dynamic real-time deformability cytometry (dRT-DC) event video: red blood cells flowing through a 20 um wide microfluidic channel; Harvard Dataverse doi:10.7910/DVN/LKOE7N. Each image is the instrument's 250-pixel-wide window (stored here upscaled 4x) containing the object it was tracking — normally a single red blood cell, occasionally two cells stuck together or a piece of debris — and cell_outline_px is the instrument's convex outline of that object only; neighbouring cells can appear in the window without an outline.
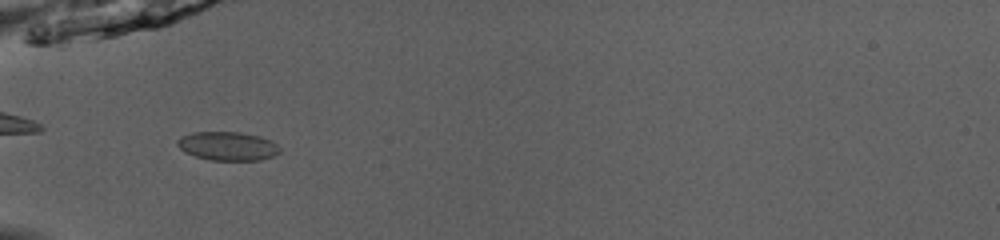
{"species": "common noctule bat (a hibernating species)", "species_latin": "Nyctalus noctula", "temperature_condition": "room temperature", "stored_images_in_passage": 12, "camera_frame_rate_fps": 3000, "um_per_image_px": 0.085, "animal": {"sex": "male", "body_mass_g": 13.0, "forearm_length_mm": 53.1}, "frame": {"image": 1, "passage_image": 1, "time_ms": 0.0, "image_size_px": [1000, 240], "cell_outline_px": [[280, 152], [272, 156], [260, 160], [208, 160], [184, 152], [176, 144], [176, 140], [192, 132], [240, 132], [260, 136], [272, 140], [280, 148]], "centroid_in_image_um": [19.36, 12.41], "position_along_channel_um": 65.6, "area_um2": 17.17}}
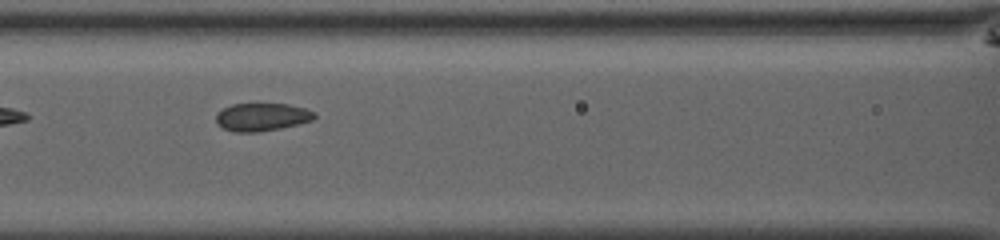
{"frame": {"image": 2, "passage_image": 7, "time_ms": 2.0, "image_size_px": [1000, 240], "cell_outline_px": [[316, 116], [312, 120], [280, 128], [256, 132], [236, 132], [224, 128], [216, 124], [216, 112], [232, 104], [288, 104], [304, 108], [316, 112]], "centroid_in_image_um": [22.24, 9.94], "position_along_channel_um": 144.4, "area_um2": 15.9}}
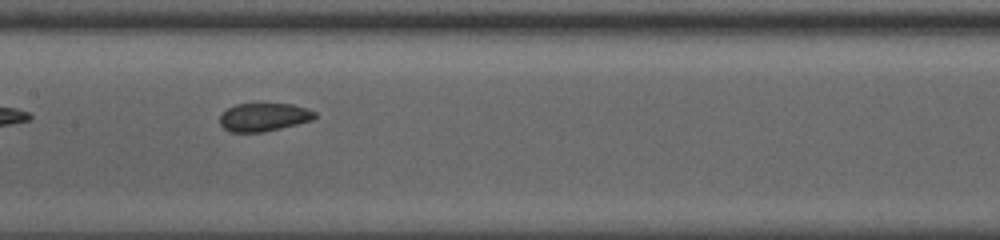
{"frame": {"image": 3, "passage_image": 10, "time_ms": 3.0, "image_size_px": [1000, 240], "cell_outline_px": [[316, 116], [312, 120], [264, 132], [232, 132], [224, 128], [220, 124], [220, 116], [228, 108], [236, 104], [292, 104], [308, 108], [316, 112]], "centroid_in_image_um": [22.44, 9.95], "position_along_channel_um": 185.0, "area_um2": 15.49}}